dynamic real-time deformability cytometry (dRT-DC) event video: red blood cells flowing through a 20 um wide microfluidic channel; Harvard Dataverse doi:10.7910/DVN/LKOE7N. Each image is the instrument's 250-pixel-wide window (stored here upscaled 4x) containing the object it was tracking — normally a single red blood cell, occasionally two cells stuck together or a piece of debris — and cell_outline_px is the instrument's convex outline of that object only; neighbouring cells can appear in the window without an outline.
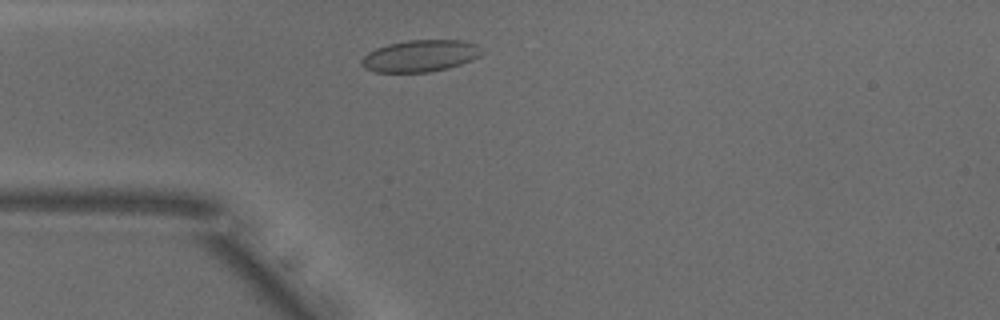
{"species": "common noctule bat (a hibernating species)", "species_latin": "Nyctalus noctula", "temperature_condition": "warm", "stored_images_in_passage": 22, "camera_frame_rate_fps": 3000, "um_per_image_px": 0.085, "animal": {"sex": "male", "body_mass_g": 18.8}, "frame": {"image": 1, "passage_image": 5, "time_ms": 1.333, "image_size_px": [1000, 320], "cell_outline_px": [[484, 52], [480, 56], [472, 60], [448, 68], [428, 72], [376, 72], [364, 68], [360, 64], [360, 60], [368, 52], [376, 48], [388, 44], [408, 40], [460, 40], [480, 44]], "centroid_in_image_um": [35.74, 4.74], "position_along_channel_um": 49.3, "area_um2": 22.48}}
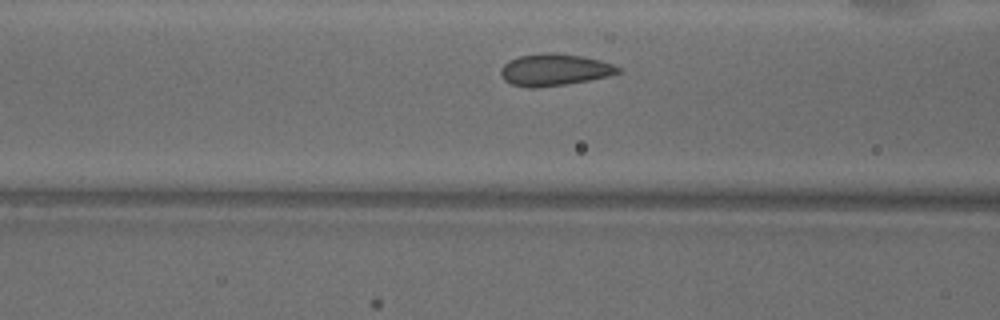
{"frame": {"image": 2, "passage_image": 11, "time_ms": 3.333, "image_size_px": [1000, 320], "cell_outline_px": [[624, 72], [612, 76], [564, 84], [536, 88], [528, 88], [512, 84], [504, 80], [500, 76], [500, 68], [508, 60], [520, 56], [544, 52], [552, 52], [580, 56], [600, 60], [624, 68]], "centroid_in_image_um": [47.15, 5.93], "position_along_channel_um": 119.4, "area_um2": 22.08}}
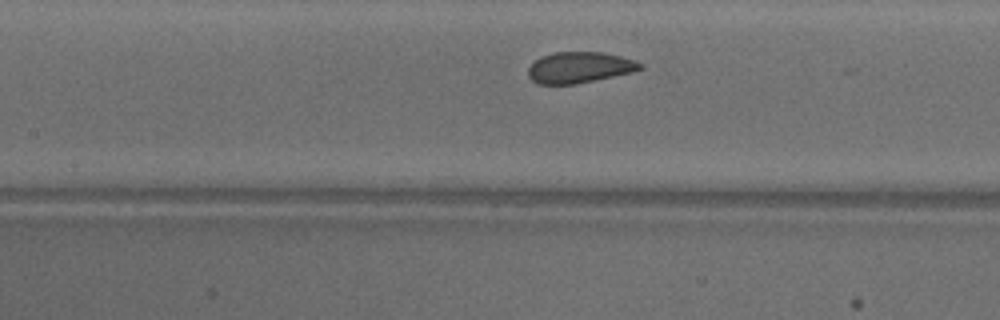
{"frame": {"image": 3, "passage_image": 14, "time_ms": 4.333, "image_size_px": [1000, 320], "cell_outline_px": [[644, 68], [632, 72], [576, 84], [540, 84], [532, 80], [528, 76], [528, 68], [540, 56], [552, 52], [604, 52], [636, 60], [644, 64]], "centroid_in_image_um": [49.27, 5.72], "position_along_channel_um": 158.1, "area_um2": 20.35}}